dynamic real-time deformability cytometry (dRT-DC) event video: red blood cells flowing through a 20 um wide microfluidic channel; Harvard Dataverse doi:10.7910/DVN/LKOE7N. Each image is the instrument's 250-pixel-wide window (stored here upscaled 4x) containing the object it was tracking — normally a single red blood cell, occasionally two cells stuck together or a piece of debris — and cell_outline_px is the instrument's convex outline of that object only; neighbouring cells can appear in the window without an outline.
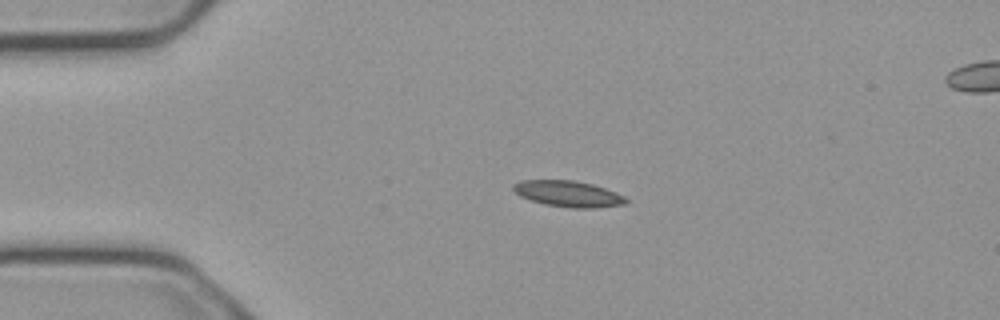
{"species": "common noctule bat (a hibernating species)", "species_latin": "Nyctalus noctula", "temperature_condition": "cold", "stored_images_in_passage": 55, "segment_of_instrument_passage": [1, 2], "camera_frame_rate_fps": 3000, "um_per_image_px": 0.085, "animal": {"sex": "male", "body_mass_g": 23.1, "forearm_length_mm": 52.7}, "frame": {"image": 1, "passage_image": 11, "time_ms": 3.333, "image_size_px": [1000, 320], "cell_outline_px": [[628, 200], [624, 204], [592, 208], [572, 208], [544, 204], [520, 196], [512, 188], [512, 184], [520, 180], [572, 180], [592, 184], [616, 192], [624, 196]], "centroid_in_image_um": [48.27, 16.47], "position_along_channel_um": 36.7, "area_um2": 16.99}}
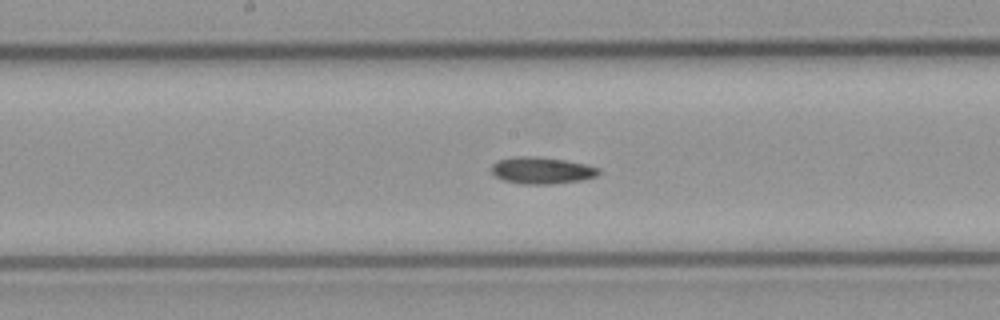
{"frame": {"image": 2, "passage_image": 27, "time_ms": 8.667, "image_size_px": [1000, 320], "cell_outline_px": [[600, 172], [596, 176], [584, 180], [552, 184], [520, 184], [504, 180], [496, 176], [488, 168], [496, 160], [516, 156], [536, 156], [564, 160], [584, 164], [600, 168]], "centroid_in_image_um": [46.02, 14.48], "position_along_channel_um": 202.2, "area_um2": 16.94}}
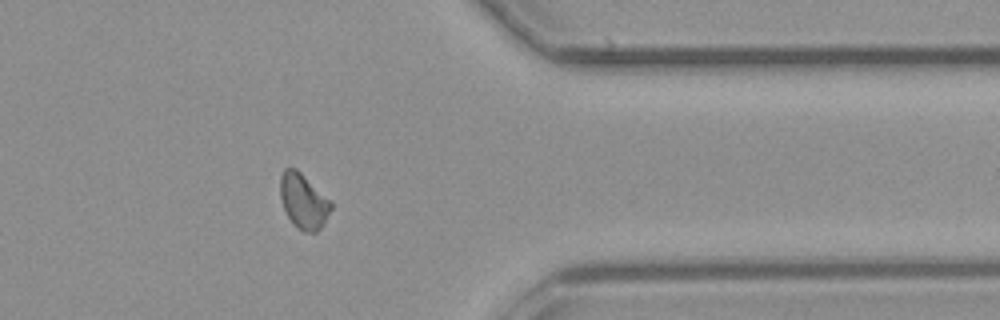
{"frame": {"image": 3, "passage_image": 43, "time_ms": 14.0, "image_size_px": [1000, 320], "cell_outline_px": [[332, 208], [324, 224], [316, 232], [304, 232], [296, 228], [292, 224], [284, 208], [280, 196], [280, 176], [284, 168], [296, 168], [332, 200]], "centroid_in_image_um": [25.81, 17.1], "position_along_channel_um": 385.6, "area_um2": 16.53}}